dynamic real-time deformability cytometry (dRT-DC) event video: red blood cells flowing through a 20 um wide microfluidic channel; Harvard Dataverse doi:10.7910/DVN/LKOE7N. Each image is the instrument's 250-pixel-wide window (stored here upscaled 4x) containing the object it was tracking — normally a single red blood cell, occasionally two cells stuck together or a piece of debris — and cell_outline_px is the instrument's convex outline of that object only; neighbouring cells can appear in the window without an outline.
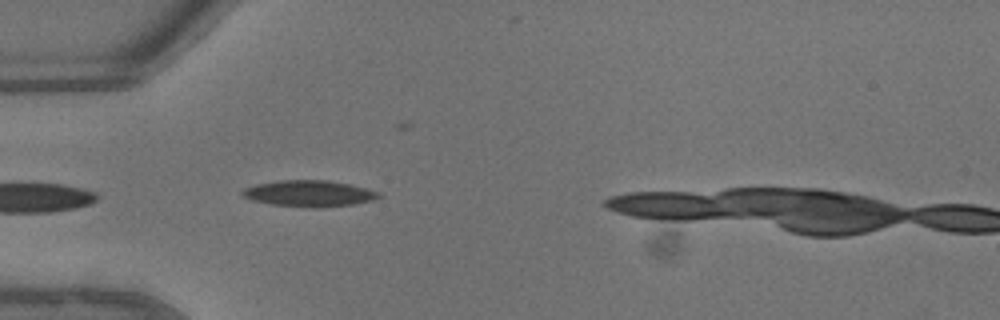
{"species": "common noctule bat (a hibernating species)", "species_latin": "Nyctalus noctula", "temperature_condition": "warm", "stored_images_in_passage": 25, "camera_frame_rate_fps": 3000, "um_per_image_px": 0.085, "animal": {"sex": "male", "body_mass_g": 13.3}, "frame": {"image": 1, "passage_image": 1, "time_ms": 0.0, "image_size_px": [1000, 320], "cell_outline_px": [[380, 196], [372, 200], [352, 204], [312, 208], [272, 204], [252, 200], [244, 196], [240, 192], [244, 188], [256, 184], [280, 180], [328, 180], [348, 184], [380, 192]], "centroid_in_image_um": [26.24, 16.44], "position_along_channel_um": 58.8, "area_um2": 20.58}}
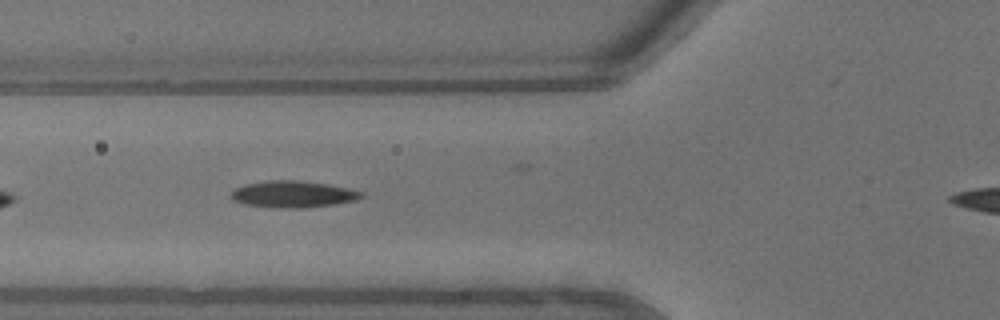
{"frame": {"image": 2, "passage_image": 4, "time_ms": 1.0, "image_size_px": [1000, 320], "cell_outline_px": [[364, 196], [356, 200], [332, 204], [300, 208], [288, 208], [244, 204], [232, 200], [232, 192], [236, 188], [244, 184], [268, 180], [300, 180], [328, 184], [348, 188], [364, 192]], "centroid_in_image_um": [24.92, 16.49], "position_along_channel_um": 100.9, "area_um2": 20.06}, "authors_computed_cell_mechanics": {"area_um2": 19.9988, "velocity_mm_per_s": 4.6866, "shape_relaxation_time_tau1_ms": 3.7792, "shape_relaxation_time_tau2_ms": 3.2256, "deformation_change_tau1": 0.1417, "deformation_change_tau2": 0.1183}}